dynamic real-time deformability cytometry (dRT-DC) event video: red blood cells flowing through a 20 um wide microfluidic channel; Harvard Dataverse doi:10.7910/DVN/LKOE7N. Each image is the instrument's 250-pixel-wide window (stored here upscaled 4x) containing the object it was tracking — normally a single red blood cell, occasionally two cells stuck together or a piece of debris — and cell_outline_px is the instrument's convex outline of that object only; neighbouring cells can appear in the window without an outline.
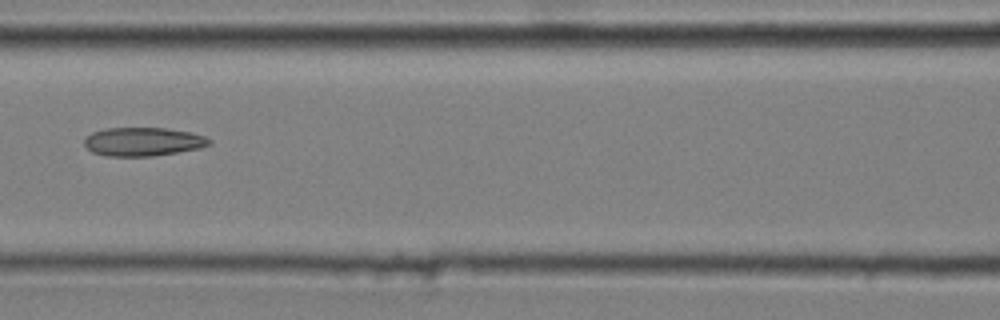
{"species": "common noctule bat (a hibernating species)", "species_latin": "Nyctalus noctula", "temperature_condition": "cold", "stored_images_in_passage": 6, "camera_frame_rate_fps": 3000, "um_per_image_px": 0.085, "animal": {"sex": "male", "body_mass_g": 20.4}, "frame": {"image": 1, "passage_image": 3, "time_ms": 0.667, "image_size_px": [1000, 320], "cell_outline_px": [[212, 144], [200, 148], [152, 156], [108, 156], [92, 152], [84, 144], [84, 140], [92, 132], [104, 128], [164, 128], [192, 132], [204, 136], [212, 140]], "centroid_in_image_um": [12.18, 12.04], "position_along_channel_um": 154.4, "area_um2": 20.81}}
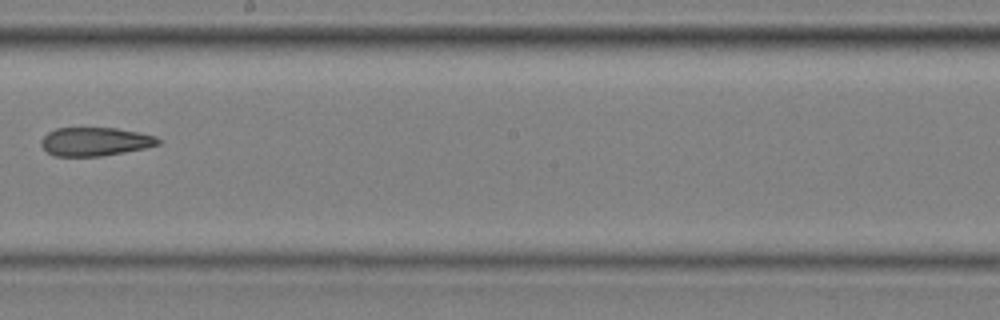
{"frame": {"image": 2, "passage_image": 5, "time_ms": 1.333, "image_size_px": [1000, 320], "cell_outline_px": [[160, 144], [144, 148], [124, 152], [100, 156], [52, 156], [40, 144], [40, 140], [48, 132], [56, 128], [116, 128], [156, 136], [160, 140]], "centroid_in_image_um": [8.05, 12.04], "position_along_channel_um": 240.1, "area_um2": 19.36}}
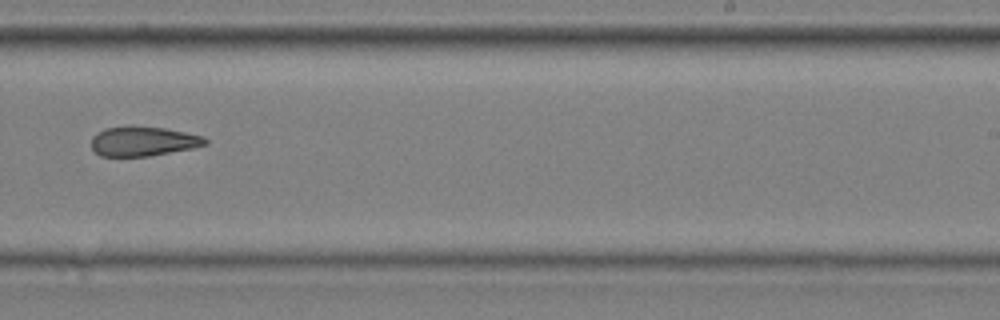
{"frame": {"image": 3, "passage_image": 6, "time_ms": 1.667, "image_size_px": [1000, 320], "cell_outline_px": [[208, 144], [192, 148], [148, 156], [100, 156], [92, 148], [92, 136], [96, 132], [104, 128], [164, 128], [204, 136], [208, 140]], "centroid_in_image_um": [12.18, 12.03], "position_along_channel_um": 276.8, "area_um2": 19.07}}